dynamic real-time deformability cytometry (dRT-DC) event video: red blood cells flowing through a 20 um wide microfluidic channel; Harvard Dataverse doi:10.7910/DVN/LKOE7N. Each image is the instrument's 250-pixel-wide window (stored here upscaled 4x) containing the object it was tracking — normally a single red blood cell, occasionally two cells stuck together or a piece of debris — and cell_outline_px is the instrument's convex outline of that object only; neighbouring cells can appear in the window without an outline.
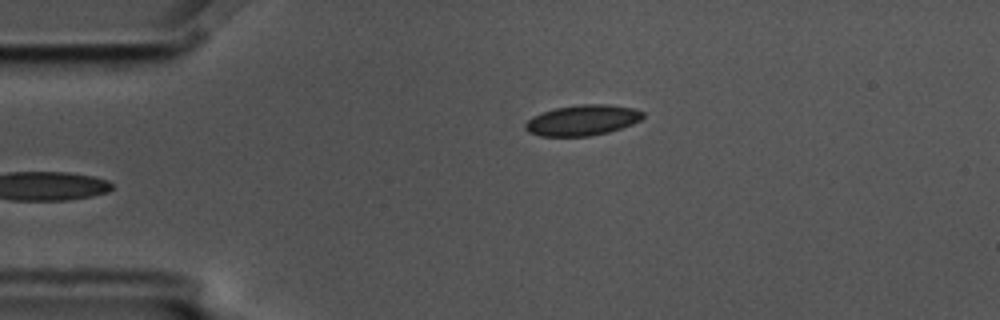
{"species": "common noctule bat (a hibernating species)", "species_latin": "Nyctalus noctula", "temperature_condition": "cold", "stored_images_in_passage": 6, "camera_frame_rate_fps": 3000, "um_per_image_px": 0.085, "animal": {"sex": "male", "body_mass_g": 17.5, "forearm_length_mm": 52.3}, "frame": {"image": 1, "passage_image": 6, "time_ms": 1.667, "image_size_px": [1000, 320], "cell_outline_px": [[644, 116], [640, 120], [632, 124], [608, 132], [588, 136], [540, 136], [528, 132], [524, 128], [524, 124], [532, 116], [556, 108], [580, 104], [608, 104], [632, 108], [644, 112]], "centroid_in_image_um": [49.49, 10.22], "position_along_channel_um": 35.5, "area_um2": 20.87}}